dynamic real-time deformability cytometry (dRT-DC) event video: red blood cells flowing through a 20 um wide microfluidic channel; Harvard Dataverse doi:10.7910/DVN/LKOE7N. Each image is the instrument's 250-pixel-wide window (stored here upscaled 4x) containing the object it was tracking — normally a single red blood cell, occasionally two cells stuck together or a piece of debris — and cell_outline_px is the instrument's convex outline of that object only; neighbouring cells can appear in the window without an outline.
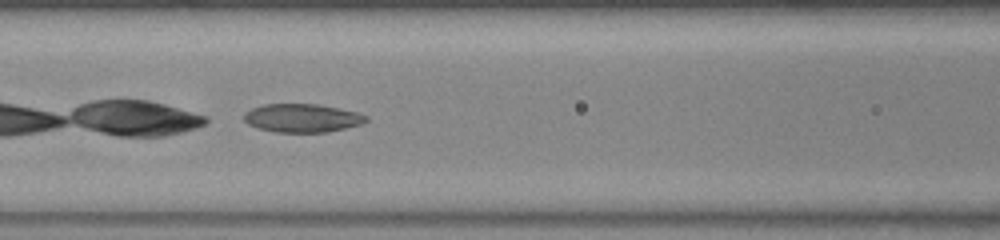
{"species": "common noctule bat (a hibernating species)", "species_latin": "Nyctalus noctula", "temperature_condition": "warm", "stored_images_in_passage": 34, "camera_frame_rate_fps": 3000, "um_per_image_px": 0.085, "animal": {"sex": "female", "body_mass_g": 23.0, "forearm_length_mm": 53.4}, "frame": {"image": 1, "passage_image": 6, "time_ms": 1.667, "image_size_px": [1000, 240], "cell_outline_px": [[368, 120], [360, 124], [328, 132], [276, 132], [256, 128], [248, 124], [244, 120], [244, 112], [252, 108], [264, 104], [320, 104], [340, 108], [356, 112], [368, 116]], "centroid_in_image_um": [25.66, 10.03], "position_along_channel_um": 140.9, "area_um2": 20.29}}
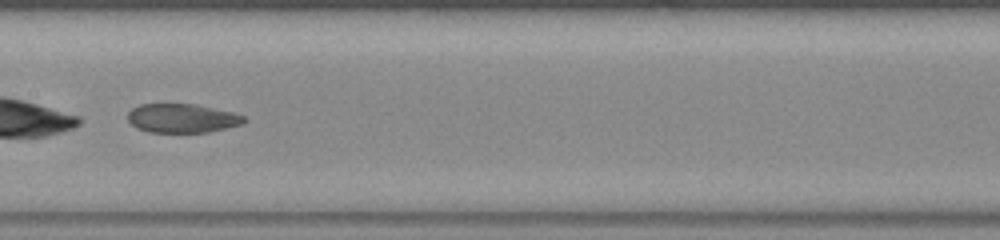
{"frame": {"image": 2, "passage_image": 10, "time_ms": 3.0, "image_size_px": [1000, 240], "cell_outline_px": [[248, 120], [244, 124], [208, 132], [148, 132], [136, 128], [128, 120], [128, 112], [132, 108], [140, 104], [196, 104], [232, 112], [244, 116]], "centroid_in_image_um": [15.5, 10.05], "position_along_channel_um": 191.9, "area_um2": 19.71}}